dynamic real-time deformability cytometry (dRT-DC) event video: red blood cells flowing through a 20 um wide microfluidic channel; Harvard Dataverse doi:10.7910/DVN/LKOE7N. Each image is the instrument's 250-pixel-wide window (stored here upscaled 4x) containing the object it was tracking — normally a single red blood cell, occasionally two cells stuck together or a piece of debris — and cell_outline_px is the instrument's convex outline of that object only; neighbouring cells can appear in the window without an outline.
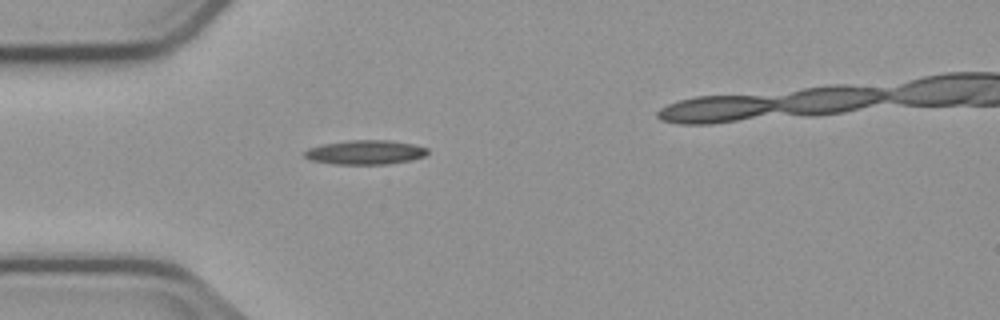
{"species": "common noctule bat (a hibernating species)", "species_latin": "Nyctalus noctula", "temperature_condition": "cold", "stored_images_in_passage": 2, "camera_frame_rate_fps": 3000, "um_per_image_px": 0.085, "animal": {"sex": "male", "body_mass_g": 23.1, "forearm_length_mm": 52.7}, "frame": {"image": 1, "passage_image": 1, "time_ms": 0.0, "image_size_px": [1000, 320], "cell_outline_px": [[428, 152], [424, 156], [412, 160], [388, 164], [332, 164], [312, 160], [304, 156], [304, 152], [308, 148], [324, 144], [348, 140], [388, 140], [412, 144], [428, 148]], "centroid_in_image_um": [31.06, 12.95], "position_along_channel_um": 53.9, "area_um2": 17.34}}